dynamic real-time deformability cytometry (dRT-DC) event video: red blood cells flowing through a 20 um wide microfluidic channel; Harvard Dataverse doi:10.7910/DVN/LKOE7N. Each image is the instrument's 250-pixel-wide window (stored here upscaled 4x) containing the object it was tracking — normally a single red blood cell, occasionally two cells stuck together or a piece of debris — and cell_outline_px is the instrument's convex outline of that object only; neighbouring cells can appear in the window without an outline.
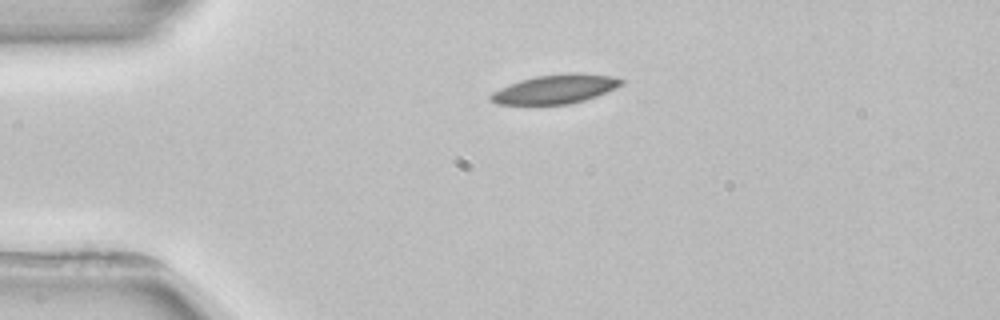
{"species": "common noctule bat (a hibernating species)", "species_latin": "Nyctalus noctula", "temperature_condition": "room temperature", "stored_images_in_passage": 2, "camera_frame_rate_fps": 3000, "um_per_image_px": 0.085, "animal": {"sex": "female", "body_mass_g": 22.7, "forearm_length_mm": 54.2}, "frame": {"image": 1, "passage_image": 1, "time_ms": 0.0, "image_size_px": [1000, 320], "cell_outline_px": [[624, 84], [616, 88], [596, 96], [584, 100], [568, 104], [496, 104], [488, 100], [488, 96], [492, 92], [500, 88], [520, 80], [536, 76], [572, 72], [580, 72], [612, 76], [624, 80]], "centroid_in_image_um": [47.21, 7.56], "position_along_channel_um": 37.8, "area_um2": 22.2}}